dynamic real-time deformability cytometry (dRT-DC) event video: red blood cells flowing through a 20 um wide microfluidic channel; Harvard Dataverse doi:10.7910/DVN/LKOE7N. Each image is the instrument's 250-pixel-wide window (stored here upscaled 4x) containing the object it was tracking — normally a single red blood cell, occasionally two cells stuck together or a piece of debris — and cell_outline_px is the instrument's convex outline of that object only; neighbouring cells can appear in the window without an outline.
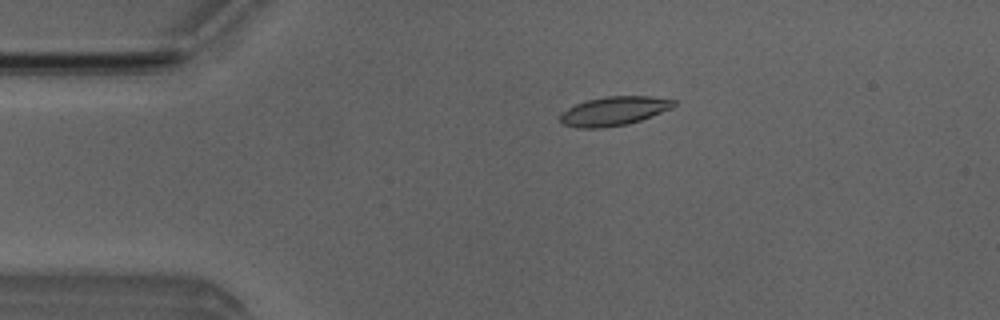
{"species": "Egyptian fruit bat (a non-hibernating species)", "species_latin": "Rousettus aegyptiacus", "temperature_condition": "room temperature", "stored_images_in_passage": 46, "camera_frame_rate_fps": 3000, "um_per_image_px": 0.085, "animal": {"sex": "male"}, "frame": {"image": 1, "passage_image": 5, "time_ms": 1.333, "image_size_px": [1000, 320], "cell_outline_px": [[676, 104], [672, 108], [640, 120], [628, 124], [600, 128], [576, 128], [564, 124], [560, 120], [560, 116], [568, 108], [576, 104], [588, 100], [604, 96], [648, 96], [676, 100]], "centroid_in_image_um": [52.2, 9.44], "position_along_channel_um": 32.8, "area_um2": 19.02}}
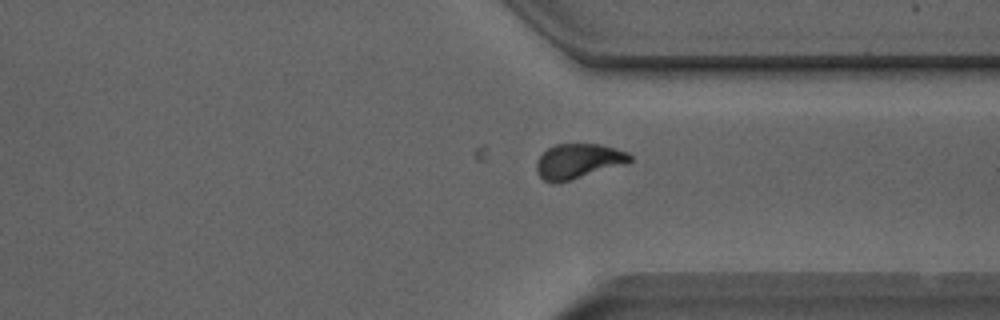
{"frame": {"image": 2, "passage_image": 33, "time_ms": 10.667, "image_size_px": [1000, 320], "cell_outline_px": [[632, 160], [628, 164], [572, 180], [556, 184], [552, 184], [544, 180], [536, 172], [536, 164], [540, 156], [548, 148], [556, 144], [600, 144], [616, 148], [628, 152], [632, 156]], "centroid_in_image_um": [49.18, 13.72], "position_along_channel_um": 362.2, "area_um2": 19.36}}
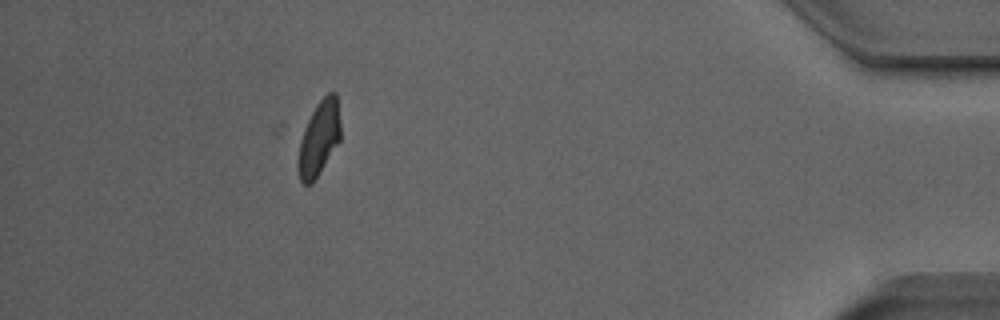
{"frame": {"image": 3, "passage_image": 41, "time_ms": 13.333, "image_size_px": [1000, 320], "cell_outline_px": [[340, 140], [312, 184], [304, 184], [300, 180], [296, 164], [300, 140], [304, 128], [316, 104], [328, 92], [336, 92], [340, 124]], "centroid_in_image_um": [27.1, 11.77], "position_along_channel_um": 408.1, "area_um2": 18.38}}